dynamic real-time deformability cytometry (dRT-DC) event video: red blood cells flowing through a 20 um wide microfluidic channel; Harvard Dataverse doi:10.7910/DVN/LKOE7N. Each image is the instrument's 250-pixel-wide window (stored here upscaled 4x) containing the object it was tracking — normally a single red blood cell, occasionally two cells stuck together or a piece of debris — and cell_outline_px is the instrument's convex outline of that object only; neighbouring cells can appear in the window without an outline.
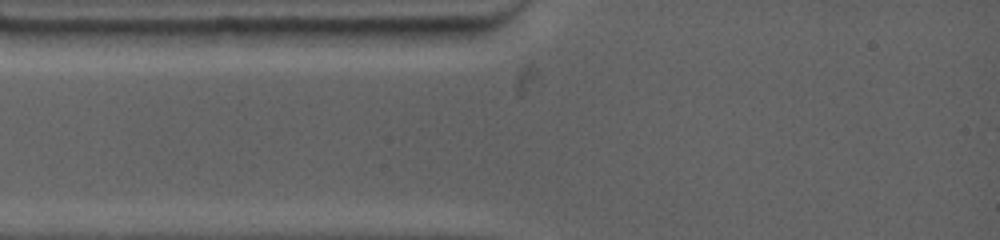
{"species": "common noctule bat (a hibernating species)", "species_latin": "Nyctalus noctula", "temperature_condition": "warm", "stored_images_in_passage": 3, "segment_of_instrument_passage": [1, 2], "camera_frame_rate_fps": 4500, "um_per_image_px": 0.085, "animal": {"sex": "female", "body_mass_g": 19.0, "forearm_length_mm": 53.3}, "frame": {"image": 1, "passage_image": 1, "time_ms": 0.0, "image_size_px": [1000, 240], "cell_outline_px": [[476, 36], [444, 44], [416, 48], [400, 44], [372, 28], [472, 28], [476, 32]], "centroid_in_image_um": [36.25, 3.04], "position_along_channel_um": 48.7, "area_um2": 10.06}}